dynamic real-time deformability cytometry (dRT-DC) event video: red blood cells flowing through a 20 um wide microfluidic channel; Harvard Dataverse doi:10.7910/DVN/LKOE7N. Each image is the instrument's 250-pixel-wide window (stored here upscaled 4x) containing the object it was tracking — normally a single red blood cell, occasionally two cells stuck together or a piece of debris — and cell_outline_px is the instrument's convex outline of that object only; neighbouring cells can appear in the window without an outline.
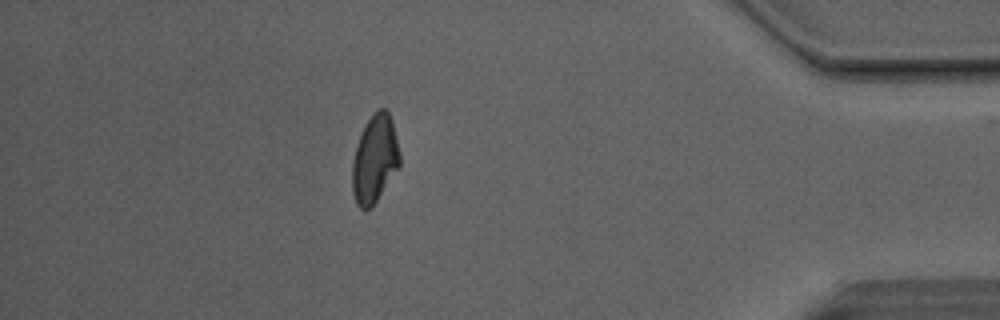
{"species": "Egyptian fruit bat (a non-hibernating species)", "species_latin": "Rousettus aegyptiacus", "temperature_condition": "room temperature", "stored_images_in_passage": 31, "camera_frame_rate_fps": 3000, "um_per_image_px": 0.085, "animal": {"sex": "male"}, "frame": {"image": 1, "passage_image": 30, "time_ms": 9.667, "image_size_px": [1000, 320], "cell_outline_px": [[400, 164], [372, 208], [360, 208], [356, 204], [352, 192], [352, 164], [356, 148], [364, 124], [380, 108], [388, 108], [392, 120], [400, 152]], "centroid_in_image_um": [31.85, 13.52], "position_along_channel_um": 403.3, "area_um2": 24.16}}